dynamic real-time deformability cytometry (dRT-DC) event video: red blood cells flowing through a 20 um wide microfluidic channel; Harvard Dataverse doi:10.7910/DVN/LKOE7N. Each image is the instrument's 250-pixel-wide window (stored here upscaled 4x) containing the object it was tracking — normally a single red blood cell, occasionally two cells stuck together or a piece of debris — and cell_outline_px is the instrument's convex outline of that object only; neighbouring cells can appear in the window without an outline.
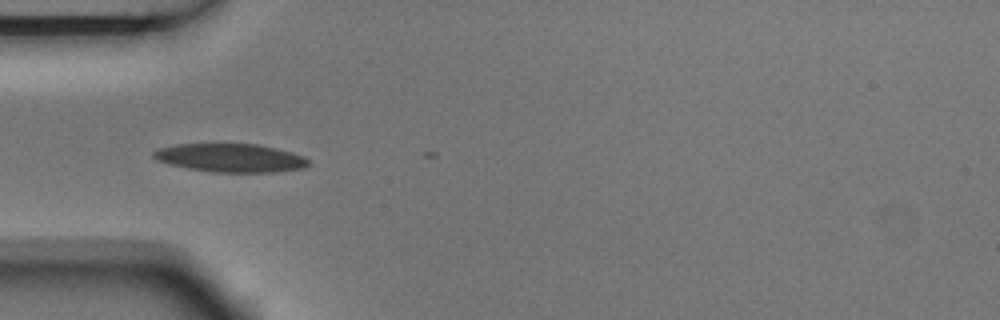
{"species": "Egyptian fruit bat (a non-hibernating species)", "species_latin": "Rousettus aegyptiacus", "temperature_condition": "room temperature", "stored_images_in_passage": 8, "camera_frame_rate_fps": 3000, "um_per_image_px": 0.085, "animal": {"sex": "male"}, "frame": {"image": 1, "passage_image": 5, "time_ms": 1.333, "image_size_px": [1000, 320], "cell_outline_px": [[308, 164], [304, 168], [276, 172], [212, 172], [188, 168], [168, 164], [156, 160], [152, 156], [152, 152], [160, 148], [176, 144], [256, 144], [276, 148], [292, 152], [304, 156], [308, 160]], "centroid_in_image_um": [19.58, 13.42], "position_along_channel_um": 65.4, "area_um2": 25.66}}
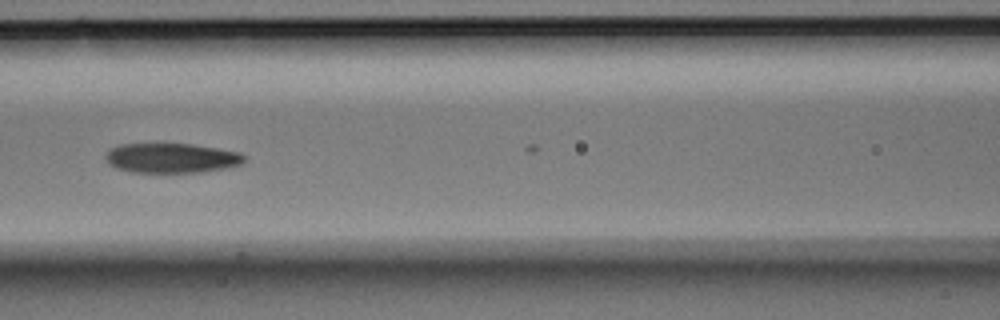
{"frame": {"image": 2, "passage_image": 7, "time_ms": 2.0, "image_size_px": [1000, 320], "cell_outline_px": [[248, 156], [240, 164], [228, 168], [200, 172], [132, 172], [116, 168], [104, 156], [112, 148], [120, 144], [192, 144], [240, 152]], "centroid_in_image_um": [14.63, 13.43], "position_along_channel_um": 152.0, "area_um2": 23.87}}
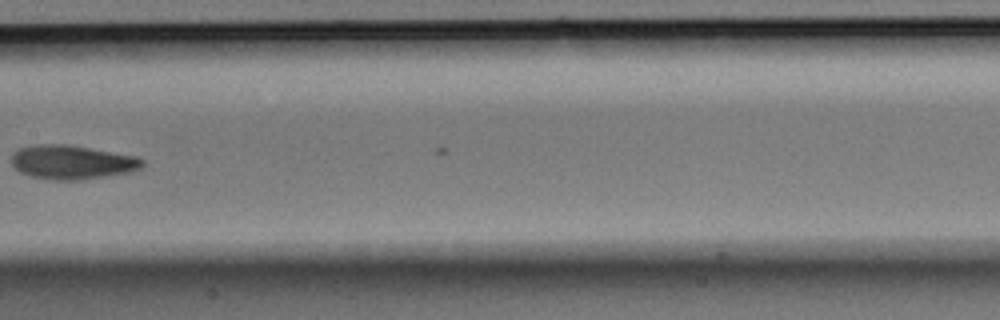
{"frame": {"image": 3, "passage_image": 8, "time_ms": 2.333, "image_size_px": [1000, 320], "cell_outline_px": [[144, 164], [140, 168], [132, 172], [80, 180], [52, 180], [32, 176], [20, 172], [12, 164], [12, 156], [20, 148], [36, 144], [68, 144], [136, 156], [144, 160]], "centroid_in_image_um": [6.15, 13.79], "position_along_channel_um": 201.2, "area_um2": 25.89}}